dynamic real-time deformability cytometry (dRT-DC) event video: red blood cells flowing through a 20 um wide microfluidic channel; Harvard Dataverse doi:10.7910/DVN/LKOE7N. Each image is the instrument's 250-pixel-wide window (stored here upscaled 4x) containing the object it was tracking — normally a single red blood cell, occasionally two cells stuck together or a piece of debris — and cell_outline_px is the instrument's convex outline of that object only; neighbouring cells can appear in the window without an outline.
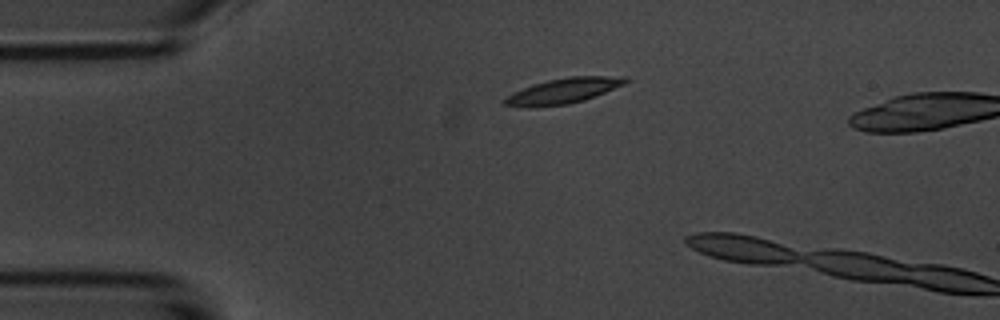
{"species": "common noctule bat (a hibernating species)", "species_latin": "Nyctalus noctula", "temperature_condition": "room temperature", "stored_images_in_passage": 5, "camera_frame_rate_fps": 3000, "um_per_image_px": 0.085, "animal": {"sex": "male", "body_mass_g": 20.1, "forearm_length_mm": 53.5}, "frame": {"image": 1, "passage_image": 4, "time_ms": 3.333, "image_size_px": [1000, 320], "cell_outline_px": [[628, 80], [624, 84], [584, 100], [568, 104], [504, 104], [500, 100], [512, 92], [532, 84], [548, 80], [572, 76], [628, 76]], "centroid_in_image_um": [47.95, 7.66], "position_along_channel_um": 37.0, "area_um2": 16.99}}